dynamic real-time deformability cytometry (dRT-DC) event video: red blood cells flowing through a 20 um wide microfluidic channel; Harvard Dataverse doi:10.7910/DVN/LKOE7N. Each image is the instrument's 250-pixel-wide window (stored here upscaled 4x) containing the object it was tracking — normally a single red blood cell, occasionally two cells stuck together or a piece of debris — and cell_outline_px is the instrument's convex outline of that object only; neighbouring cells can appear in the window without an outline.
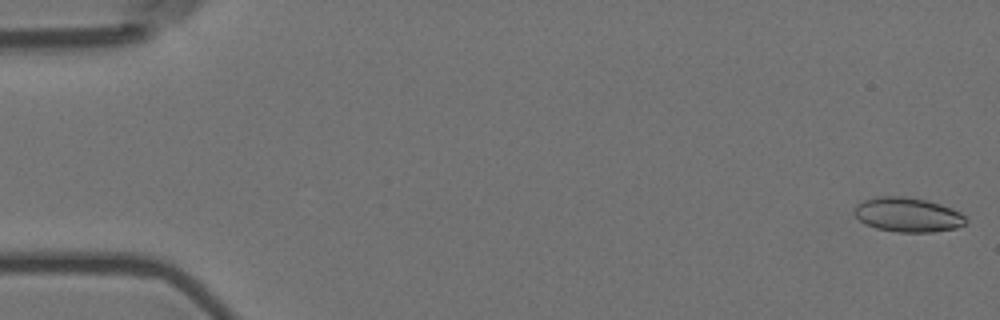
{"species": "Egyptian fruit bat (a non-hibernating species)", "species_latin": "Rousettus aegyptiacus", "temperature_condition": "room temperature", "stored_images_in_passage": 57, "camera_frame_rate_fps": 3000, "um_per_image_px": 0.085, "animal": {"sex": "female"}, "frame": {"image": 1, "passage_image": 1, "time_ms": 0.0, "image_size_px": [1000, 320], "cell_outline_px": [[968, 220], [964, 224], [956, 228], [932, 232], [896, 232], [876, 228], [864, 224], [852, 212], [856, 204], [864, 200], [876, 196], [904, 196], [928, 200], [952, 208], [960, 212]], "centroid_in_image_um": [77.13, 18.25], "position_along_channel_um": 7.9, "area_um2": 22.6}}
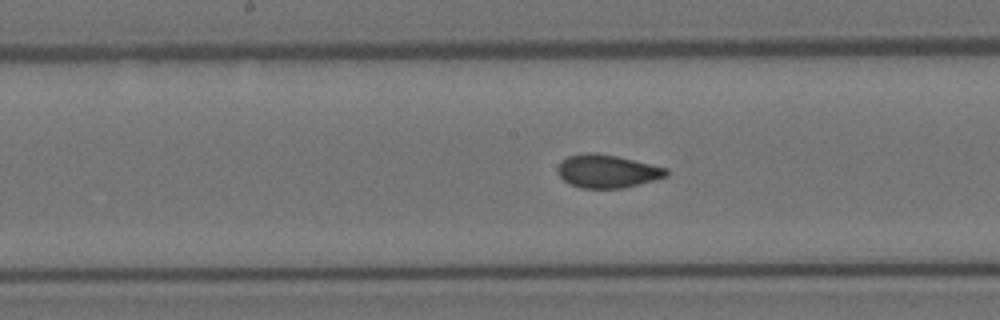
{"frame": {"image": 2, "passage_image": 29, "time_ms": 9.333, "image_size_px": [1000, 320], "cell_outline_px": [[668, 176], [656, 180], [620, 188], [580, 188], [564, 180], [556, 172], [556, 168], [560, 160], [568, 156], [588, 152], [596, 152], [616, 156], [668, 168]], "centroid_in_image_um": [51.59, 14.54], "position_along_channel_um": 196.6, "area_um2": 21.04}}
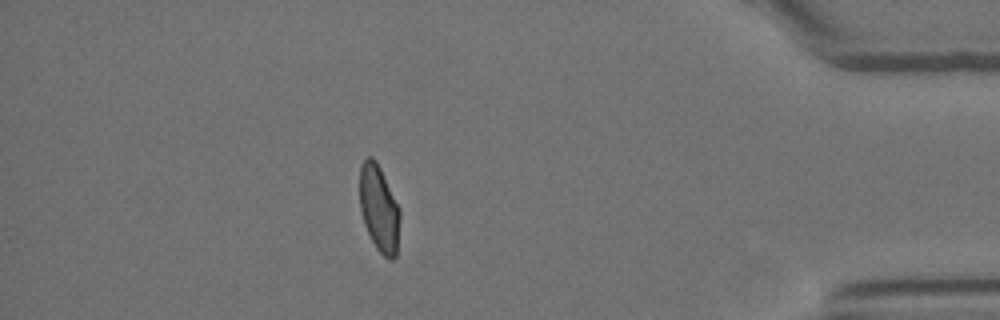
{"frame": {"image": 3, "passage_image": 50, "time_ms": 16.333, "image_size_px": [1000, 320], "cell_outline_px": [[400, 216], [396, 256], [392, 260], [388, 260], [376, 248], [364, 224], [360, 208], [360, 164], [368, 156], [372, 156], [376, 160], [400, 208]], "centroid_in_image_um": [32.22, 17.72], "position_along_channel_um": 403.0, "area_um2": 20.29}, "authors_computed_cell_mechanics": {"area_um2": 21.1548, "velocity_mm_per_s": 3.5773, "shape_relaxation_time_tau1_ms": 7.554, "shape_relaxation_time_tau2_ms": 0.8197, "deformation_change_tau1": 0.1629, "deformation_change_tau2": 0.0616}}